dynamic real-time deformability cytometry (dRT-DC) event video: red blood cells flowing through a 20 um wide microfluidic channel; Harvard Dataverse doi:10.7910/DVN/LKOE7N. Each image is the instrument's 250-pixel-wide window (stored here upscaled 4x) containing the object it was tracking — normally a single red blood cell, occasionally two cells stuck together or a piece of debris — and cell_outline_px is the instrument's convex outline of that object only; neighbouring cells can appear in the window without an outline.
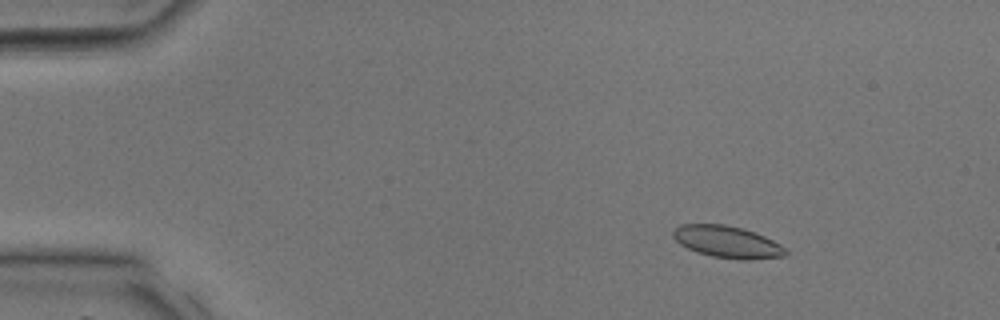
{"species": "common noctule bat (a hibernating species)", "species_latin": "Nyctalus noctula", "temperature_condition": "room temperature", "stored_images_in_passage": 35, "segment_of_instrument_passage": [1, 2], "camera_frame_rate_fps": 3000, "um_per_image_px": 0.085, "animal": {"sex": "male", "body_mass_g": 17.9, "forearm_length_mm": 54.2}, "frame": {"image": 1, "passage_image": 4, "time_ms": 1.0, "image_size_px": [1000, 320], "cell_outline_px": [[788, 252], [784, 256], [752, 260], [740, 260], [712, 256], [696, 252], [680, 244], [672, 236], [672, 232], [680, 224], [724, 224], [756, 232], [780, 244]], "centroid_in_image_um": [61.81, 20.56], "position_along_channel_um": 23.2, "area_um2": 20.92}}
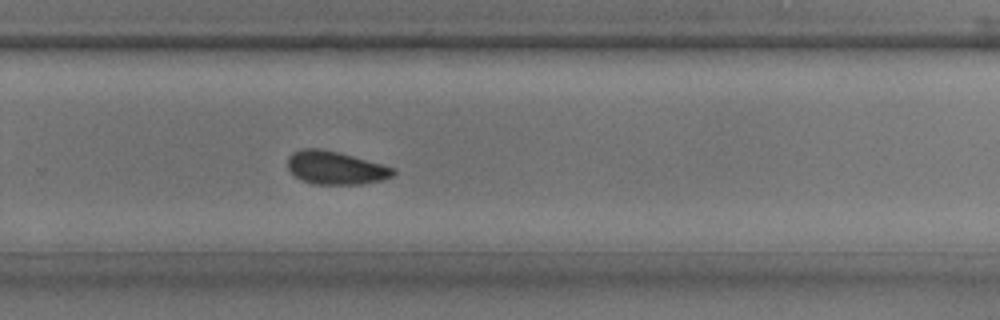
{"frame": {"image": 2, "passage_image": 23, "time_ms": 7.333, "image_size_px": [1000, 320], "cell_outline_px": [[396, 172], [392, 176], [380, 180], [360, 184], [316, 184], [300, 180], [288, 168], [288, 156], [292, 152], [304, 148], [320, 148], [352, 156], [396, 168]], "centroid_in_image_um": [28.5, 14.26], "position_along_channel_um": 301.3, "area_um2": 20.17}}
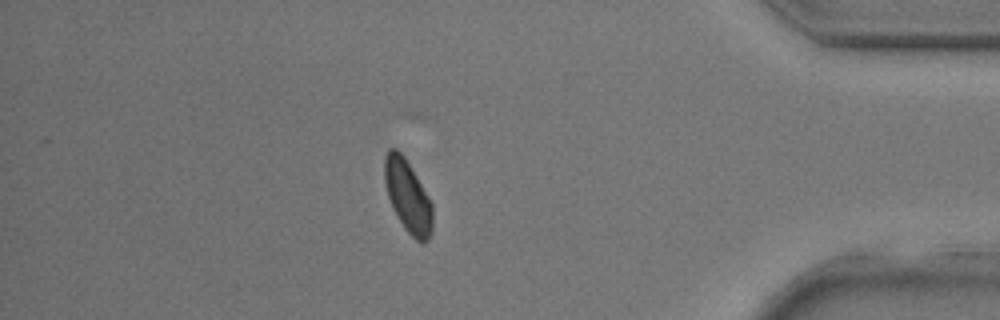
{"frame": {"image": 3, "passage_image": 30, "time_ms": 9.667, "image_size_px": [1000, 320], "cell_outline_px": [[432, 232], [428, 240], [424, 244], [420, 244], [404, 228], [392, 208], [388, 196], [384, 180], [384, 156], [388, 148], [396, 148], [404, 156], [428, 196], [432, 204]], "centroid_in_image_um": [34.65, 16.69], "position_along_channel_um": 400.6, "area_um2": 20.29}}